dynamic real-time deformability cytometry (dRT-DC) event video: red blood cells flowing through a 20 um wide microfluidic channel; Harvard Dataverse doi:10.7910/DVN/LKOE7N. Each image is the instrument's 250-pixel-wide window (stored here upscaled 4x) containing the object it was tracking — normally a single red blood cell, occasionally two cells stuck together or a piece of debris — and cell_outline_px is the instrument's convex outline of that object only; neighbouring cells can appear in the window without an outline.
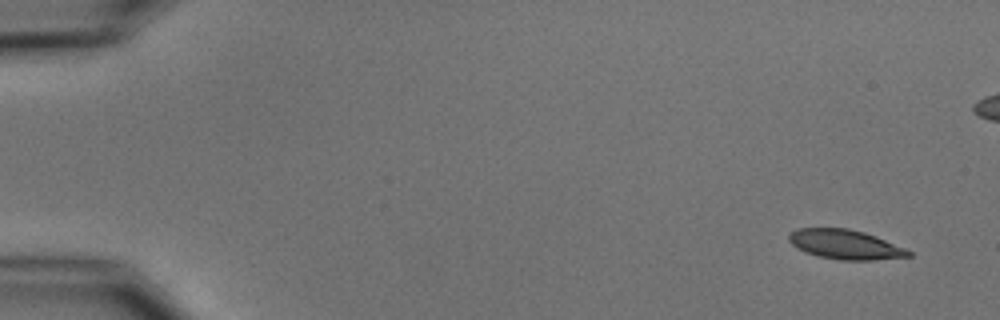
{"species": "common noctule bat (a hibernating species)", "species_latin": "Nyctalus noctula", "temperature_condition": "cold", "stored_images_in_passage": 7, "camera_frame_rate_fps": 3000, "um_per_image_px": 0.085, "animal": {"sex": "male", "body_mass_g": 15.6}, "frame": {"image": 1, "passage_image": 1, "time_ms": 0.0, "image_size_px": [1000, 320], "cell_outline_px": [[912, 256], [872, 260], [840, 260], [816, 256], [804, 252], [796, 248], [788, 240], [788, 232], [796, 228], [848, 228], [864, 232], [876, 236], [904, 248], [912, 252]], "centroid_in_image_um": [71.78, 20.78], "position_along_channel_um": 13.2, "area_um2": 20.75}}
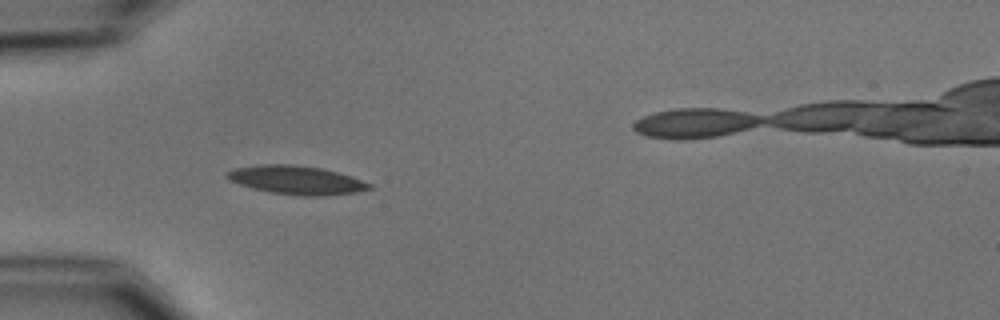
{"frame": {"image": 2, "passage_image": 5, "time_ms": 4.667, "image_size_px": [1000, 320], "cell_outline_px": [[372, 188], [356, 192], [324, 196], [304, 196], [272, 192], [252, 188], [228, 180], [224, 176], [224, 172], [232, 168], [260, 164], [292, 164], [320, 168], [336, 172], [372, 184]], "centroid_in_image_um": [25.11, 15.3], "position_along_channel_um": 59.9, "area_um2": 23.64}}